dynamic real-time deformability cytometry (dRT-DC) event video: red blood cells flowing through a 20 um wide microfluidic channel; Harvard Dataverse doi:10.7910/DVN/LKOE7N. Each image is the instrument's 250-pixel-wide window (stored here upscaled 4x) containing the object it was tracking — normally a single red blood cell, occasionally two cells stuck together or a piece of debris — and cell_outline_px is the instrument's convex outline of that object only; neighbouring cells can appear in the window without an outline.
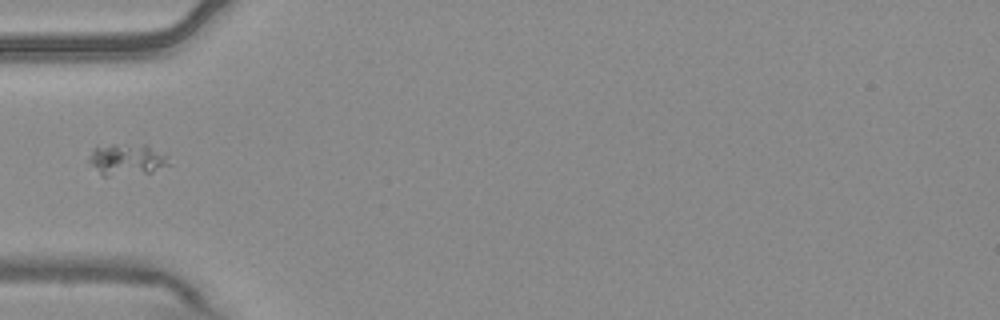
{"species": "common noctule bat (a hibernating species)", "species_latin": "Nyctalus noctula", "temperature_condition": "warm", "stored_images_in_passage": 1, "camera_frame_rate_fps": 3000, "um_per_image_px": 0.085, "animal": {"sex": "male", "body_mass_g": 20.4}, "frame": {"image": 1, "passage_image": 1, "time_ms": 0.0, "image_size_px": [1000, 320], "cell_outline_px": [[172, 164], [152, 172], [108, 176], [104, 176], [88, 160], [92, 148], [112, 144], [144, 144], [168, 156]], "centroid_in_image_um": [10.82, 13.55], "position_along_channel_um": 74.2, "area_um2": 14.62}}